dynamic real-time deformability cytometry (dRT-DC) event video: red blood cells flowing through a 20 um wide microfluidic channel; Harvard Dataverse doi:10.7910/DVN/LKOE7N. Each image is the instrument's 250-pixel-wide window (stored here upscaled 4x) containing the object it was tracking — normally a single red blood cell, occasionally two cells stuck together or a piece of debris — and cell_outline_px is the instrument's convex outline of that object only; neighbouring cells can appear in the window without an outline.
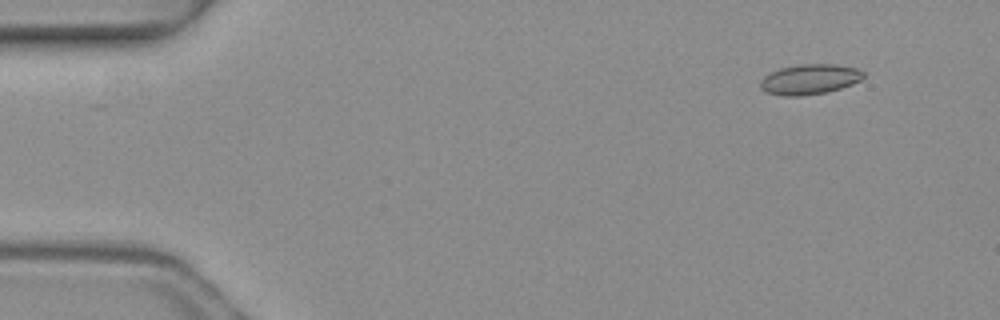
{"species": "common noctule bat (a hibernating species)", "species_latin": "Nyctalus noctula", "temperature_condition": "warm", "stored_images_in_passage": 4, "camera_frame_rate_fps": 3000, "um_per_image_px": 0.085, "animal": {"sex": "female", "body_mass_g": 19.3, "forearm_length_mm": 54.1}, "frame": {"image": 1, "passage_image": 1, "time_ms": 0.0, "image_size_px": [1000, 320], "cell_outline_px": [[864, 76], [860, 80], [852, 84], [840, 88], [824, 92], [800, 96], [784, 96], [764, 92], [760, 88], [760, 80], [764, 76], [780, 68], [800, 64], [836, 64], [856, 68], [864, 72]], "centroid_in_image_um": [68.79, 6.74], "position_along_channel_um": 16.2, "area_um2": 18.09}}
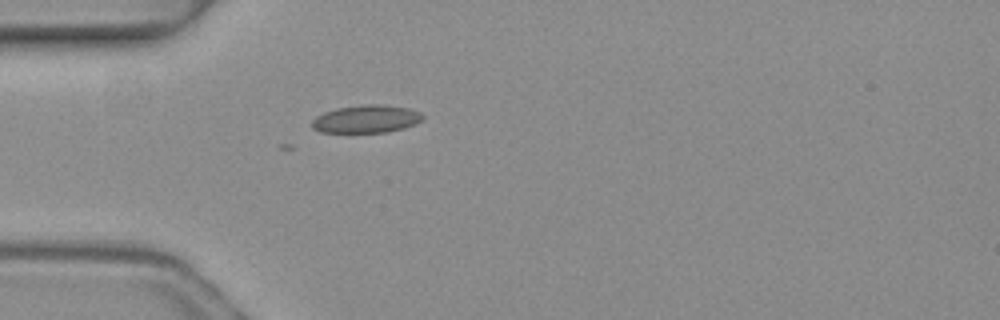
{"frame": {"image": 2, "passage_image": 4, "time_ms": 1.0, "image_size_px": [1000, 320], "cell_outline_px": [[424, 116], [416, 124], [404, 128], [388, 132], [320, 132], [312, 128], [312, 120], [316, 116], [324, 112], [336, 108], [364, 104], [384, 104], [408, 108], [420, 112]], "centroid_in_image_um": [31.13, 10.11], "position_along_channel_um": 53.9, "area_um2": 18.03}}